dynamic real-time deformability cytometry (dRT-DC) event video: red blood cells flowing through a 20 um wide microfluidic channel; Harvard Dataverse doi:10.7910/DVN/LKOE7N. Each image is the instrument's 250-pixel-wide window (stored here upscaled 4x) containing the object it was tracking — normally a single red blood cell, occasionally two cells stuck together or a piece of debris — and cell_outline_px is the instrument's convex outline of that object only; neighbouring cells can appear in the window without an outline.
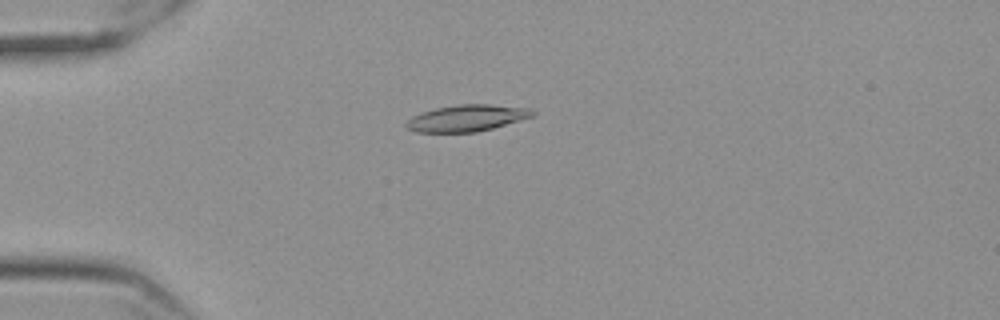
{"species": "Egyptian fruit bat (a non-hibernating species)", "species_latin": "Rousettus aegyptiacus", "temperature_condition": "cold", "stored_images_in_passage": 54, "camera_frame_rate_fps": 3000, "um_per_image_px": 0.085, "frame": {"image": 1, "passage_image": 12, "time_ms": 3.667, "image_size_px": [1000, 320], "cell_outline_px": [[536, 112], [532, 116], [492, 128], [476, 132], [416, 132], [408, 128], [404, 124], [412, 116], [420, 112], [436, 108], [456, 104], [488, 104], [532, 108]], "centroid_in_image_um": [39.66, 10.02], "position_along_channel_um": 45.3, "area_um2": 19.48}}
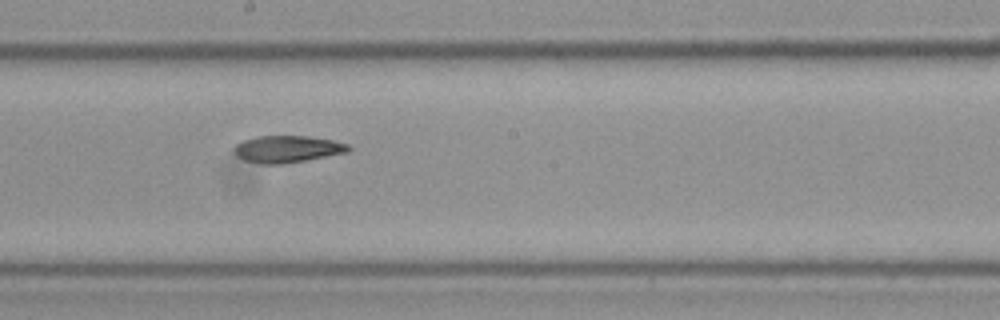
{"frame": {"image": 2, "passage_image": 29, "time_ms": 9.333, "image_size_px": [1000, 320], "cell_outline_px": [[352, 148], [348, 152], [284, 164], [260, 164], [244, 160], [236, 156], [236, 144], [244, 140], [256, 136], [308, 136], [332, 140], [348, 144]], "centroid_in_image_um": [24.44, 12.67], "position_along_channel_um": 223.8, "area_um2": 17.86}}
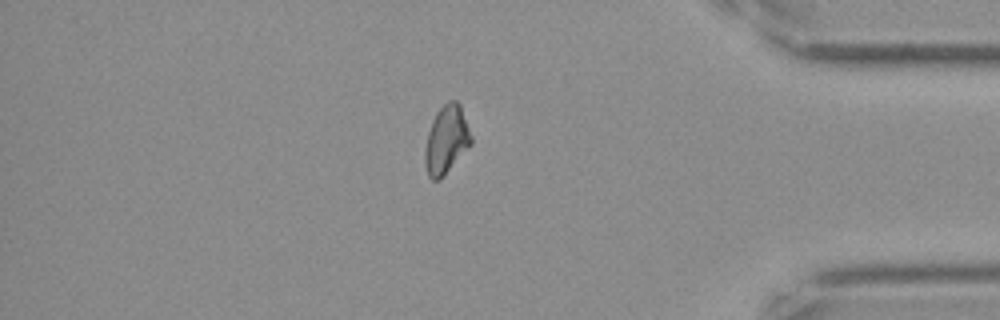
{"frame": {"image": 3, "passage_image": 46, "time_ms": 15.0, "image_size_px": [1000, 320], "cell_outline_px": [[472, 144], [440, 180], [432, 180], [428, 176], [424, 164], [424, 152], [428, 132], [432, 120], [436, 112], [448, 100], [456, 100], [460, 104], [472, 136]], "centroid_in_image_um": [37.94, 11.89], "position_along_channel_um": 397.3, "area_um2": 18.5}, "authors_computed_cell_mechanics": {"area_um2": 18.207, "velocity_mm_per_s": 3.5445, "shape_relaxation_time_tau1_ms": null, "shape_relaxation_time_tau2_ms": 7.3664, "deformation_change_tau1": null, "deformation_change_tau2": 0.1381}}